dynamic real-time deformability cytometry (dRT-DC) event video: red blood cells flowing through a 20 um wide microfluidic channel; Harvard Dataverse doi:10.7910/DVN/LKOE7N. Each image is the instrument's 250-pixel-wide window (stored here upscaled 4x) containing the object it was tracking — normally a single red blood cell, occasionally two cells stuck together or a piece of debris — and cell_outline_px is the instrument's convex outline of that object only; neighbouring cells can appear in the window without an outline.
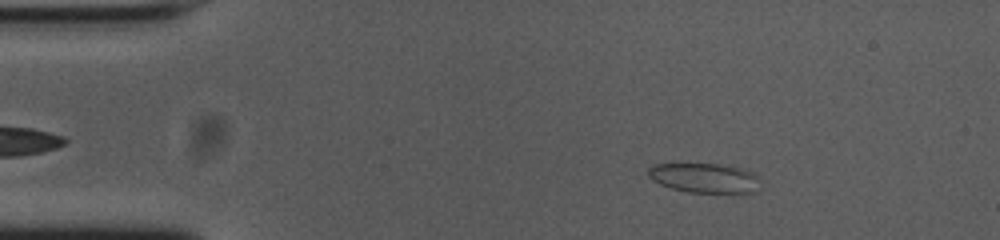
{"species": "common noctule bat (a hibernating species)", "species_latin": "Nyctalus noctula", "temperature_condition": "cold", "stored_images_in_passage": 55, "camera_frame_rate_fps": 3000, "um_per_image_px": 0.085, "animal": {"sex": "female", "body_mass_g": 23.0, "forearm_length_mm": 53.4}, "frame": {"image": 1, "passage_image": 8, "time_ms": 2.333, "image_size_px": [1000, 240], "cell_outline_px": [[756, 192], [688, 192], [672, 188], [660, 184], [652, 180], [648, 176], [648, 168], [656, 164], [716, 164], [736, 168], [752, 172], [756, 176]], "centroid_in_image_um": [59.79, 15.12], "position_along_channel_um": 25.2, "area_um2": 18.73}}
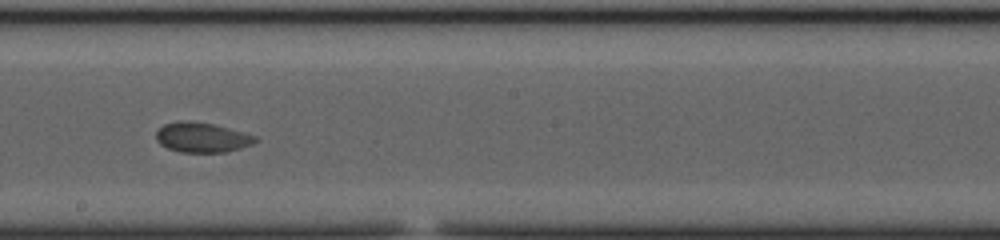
{"frame": {"image": 2, "passage_image": 30, "time_ms": 9.667, "image_size_px": [1000, 240], "cell_outline_px": [[256, 140], [252, 144], [240, 148], [224, 152], [180, 152], [168, 148], [160, 144], [156, 140], [156, 132], [164, 124], [212, 124], [256, 136]], "centroid_in_image_um": [17.18, 11.74], "position_along_channel_um": 231.0, "area_um2": 16.24}}
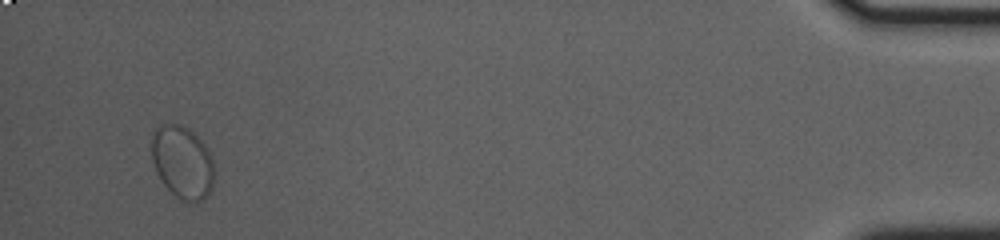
{"frame": {"image": 3, "passage_image": 52, "time_ms": 17.0, "image_size_px": [1000, 240], "cell_outline_px": [[212, 188], [196, 204], [192, 204], [176, 196], [164, 184], [156, 172], [152, 160], [152, 136], [156, 128], [160, 124], [180, 124], [188, 128], [200, 140], [208, 152], [212, 160]], "centroid_in_image_um": [15.47, 13.78], "position_along_channel_um": 419.7, "area_um2": 26.01}}